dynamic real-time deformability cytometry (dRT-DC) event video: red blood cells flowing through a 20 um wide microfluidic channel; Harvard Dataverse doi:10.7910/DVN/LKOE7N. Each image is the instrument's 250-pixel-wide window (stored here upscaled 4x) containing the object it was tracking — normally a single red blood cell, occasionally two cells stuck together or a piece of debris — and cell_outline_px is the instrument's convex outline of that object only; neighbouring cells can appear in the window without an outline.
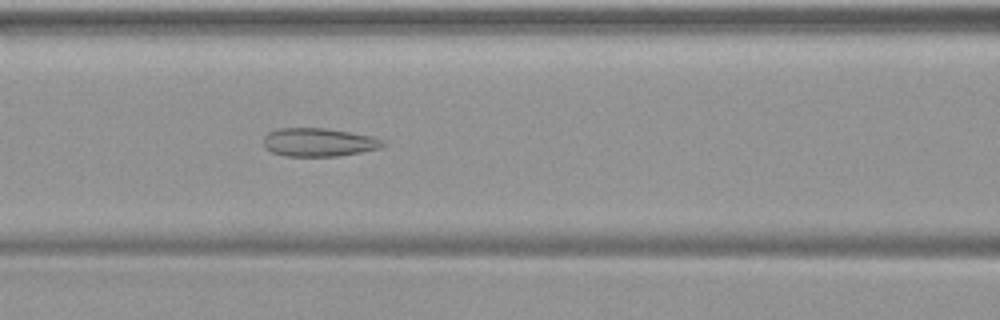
{"species": "common noctule bat (a hibernating species)", "species_latin": "Nyctalus noctula", "temperature_condition": "warm", "stored_images_in_passage": 50, "camera_frame_rate_fps": 3000, "um_per_image_px": 0.085, "animal": {"sex": "female", "body_mass_g": 19.9}, "frame": {"image": 1, "passage_image": 22, "time_ms": 7.0, "image_size_px": [1000, 320], "cell_outline_px": [[388, 144], [380, 148], [340, 156], [284, 156], [272, 152], [264, 148], [264, 136], [268, 132], [276, 128], [324, 128], [372, 136], [384, 140]], "centroid_in_image_um": [27.08, 12.09], "position_along_channel_um": 139.5, "area_um2": 19.88}}
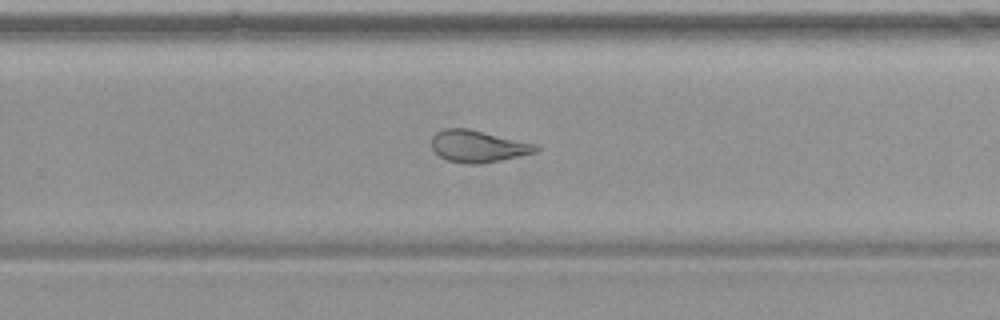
{"frame": {"image": 2, "passage_image": 33, "time_ms": 10.667, "image_size_px": [1000, 320], "cell_outline_px": [[540, 148], [536, 152], [500, 160], [480, 164], [468, 164], [448, 160], [440, 156], [432, 148], [432, 136], [436, 132], [444, 128], [468, 128], [536, 144]], "centroid_in_image_um": [40.62, 12.42], "position_along_channel_um": 289.2, "area_um2": 19.25}}
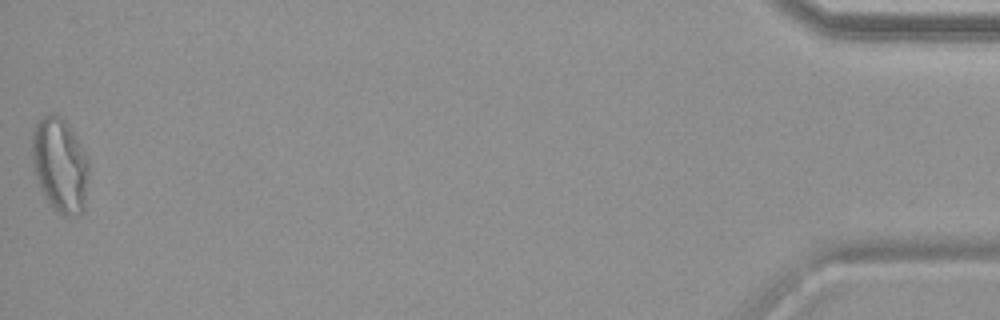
{"frame": {"image": 3, "passage_image": 50, "time_ms": 16.333, "image_size_px": [1000, 320], "cell_outline_px": [[88, 176], [84, 212], [64, 216], [44, 196], [36, 176], [32, 156], [32, 132], [36, 124], [44, 116], [52, 112], [60, 116], [64, 120], [88, 160]], "centroid_in_image_um": [5.09, 14.02], "position_along_channel_um": 430.1, "area_um2": 30.35}}